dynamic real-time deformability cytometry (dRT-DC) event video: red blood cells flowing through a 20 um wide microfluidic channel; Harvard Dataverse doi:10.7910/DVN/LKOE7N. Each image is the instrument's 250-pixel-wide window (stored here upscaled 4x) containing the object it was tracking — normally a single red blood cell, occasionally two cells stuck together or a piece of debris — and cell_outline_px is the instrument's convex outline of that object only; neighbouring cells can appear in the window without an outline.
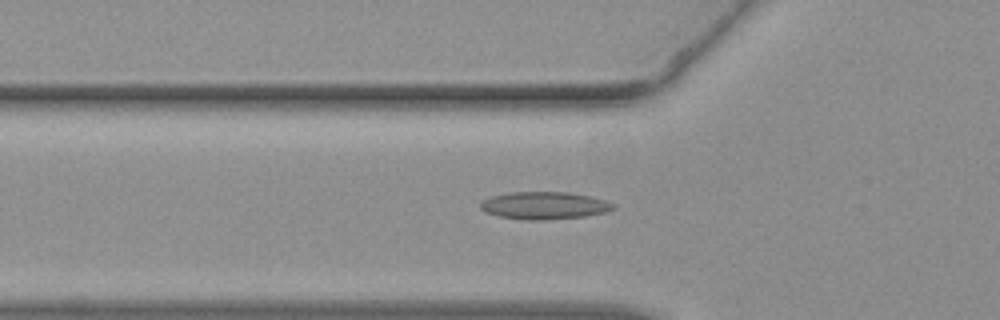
{"species": "common noctule bat (a hibernating species)", "species_latin": "Nyctalus noctula", "temperature_condition": "warm", "stored_images_in_passage": 9, "camera_frame_rate_fps": 3000, "um_per_image_px": 0.085, "animal": {"sex": "female", "body_mass_g": 19.3, "forearm_length_mm": 54.1}, "frame": {"image": 1, "passage_image": 3, "time_ms": 0.667, "image_size_px": [1000, 320], "cell_outline_px": [[616, 208], [604, 212], [584, 216], [548, 220], [524, 220], [500, 216], [488, 212], [480, 208], [480, 204], [484, 200], [492, 196], [512, 192], [568, 192], [588, 196], [604, 200], [616, 204]], "centroid_in_image_um": [46.29, 17.47], "position_along_channel_um": 79.5, "area_um2": 21.04}}
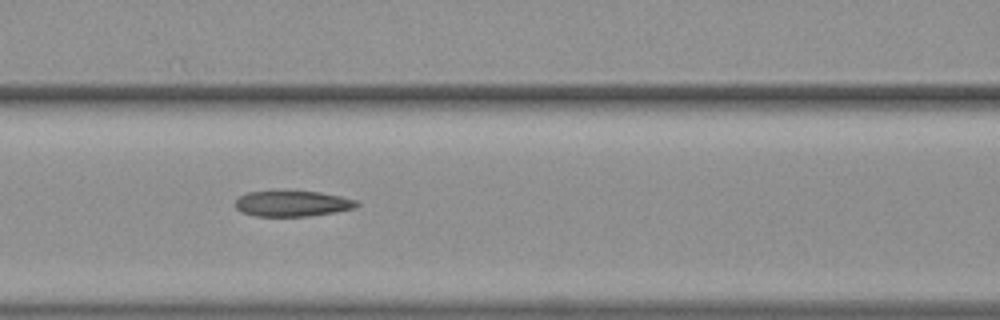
{"frame": {"image": 2, "passage_image": 7, "time_ms": 2.0, "image_size_px": [1000, 320], "cell_outline_px": [[360, 204], [356, 208], [336, 212], [308, 216], [256, 216], [240, 212], [236, 208], [236, 200], [240, 196], [248, 192], [320, 192], [340, 196], [356, 200]], "centroid_in_image_um": [24.88, 17.32], "position_along_channel_um": 141.7, "area_um2": 17.98}}
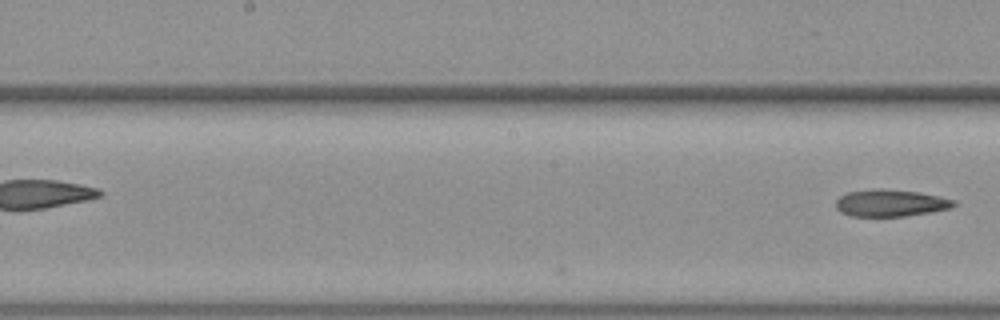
{"frame": {"image": 3, "passage_image": 9, "time_ms": 2.667, "image_size_px": [1000, 320], "cell_outline_px": [[956, 204], [952, 208], [932, 212], [904, 216], [852, 216], [840, 212], [836, 208], [836, 200], [840, 196], [848, 192], [920, 192], [940, 196], [956, 200]], "centroid_in_image_um": [75.77, 17.31], "position_along_channel_um": 172.4, "area_um2": 17.63}}